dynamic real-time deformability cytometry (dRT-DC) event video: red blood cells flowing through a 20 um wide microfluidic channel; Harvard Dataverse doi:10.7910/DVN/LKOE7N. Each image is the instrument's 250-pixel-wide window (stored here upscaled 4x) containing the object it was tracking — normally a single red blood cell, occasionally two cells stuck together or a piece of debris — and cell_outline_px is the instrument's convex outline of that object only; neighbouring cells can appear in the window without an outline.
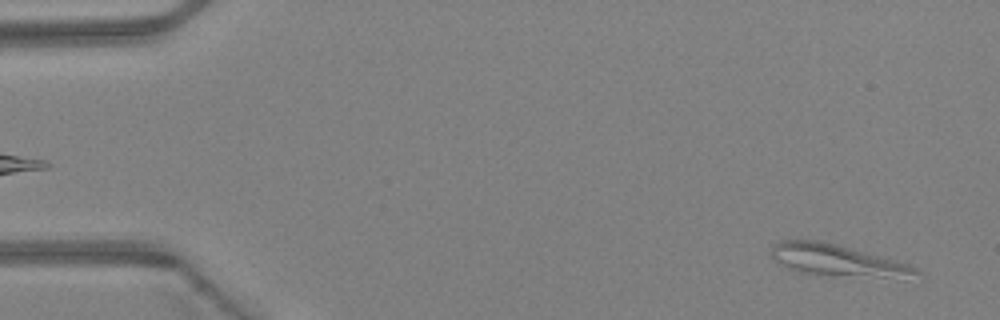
{"species": "Egyptian fruit bat (a non-hibernating species)", "species_latin": "Rousettus aegyptiacus", "temperature_condition": "warm", "stored_images_in_passage": 46, "segment_of_instrument_passage": [1, 2], "camera_frame_rate_fps": 3000, "um_per_image_px": 0.085, "animal": {"sex": "female"}, "frame": {"image": 1, "passage_image": 2, "time_ms": 0.333, "image_size_px": [1000, 320], "cell_outline_px": [[924, 276], [904, 280], [900, 280], [816, 276], [800, 272], [788, 268], [780, 264], [772, 256], [772, 244], [780, 240], [820, 240], [852, 248], [896, 260], [908, 264], [916, 268]], "centroid_in_image_um": [71.32, 22.2], "position_along_channel_um": 13.7, "area_um2": 28.15}}
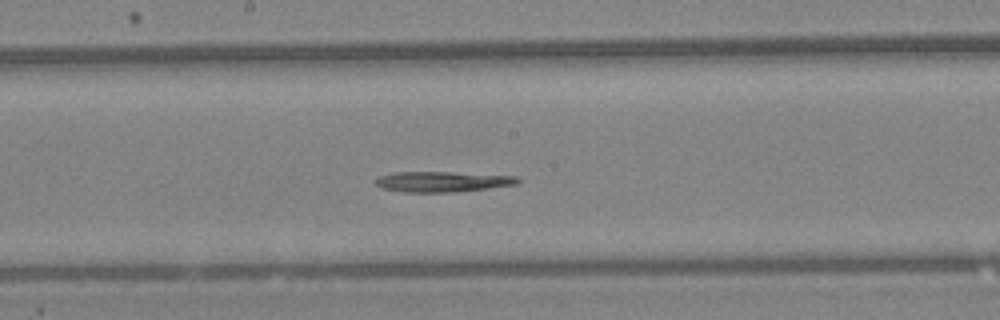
{"frame": {"image": 2, "passage_image": 24, "time_ms": 7.667, "image_size_px": [1000, 320], "cell_outline_px": [[520, 180], [516, 184], [456, 192], [400, 192], [380, 188], [376, 184], [376, 180], [380, 176], [392, 172], [452, 172], [516, 176]], "centroid_in_image_um": [37.55, 15.44], "position_along_channel_um": 210.7, "area_um2": 16.88}}
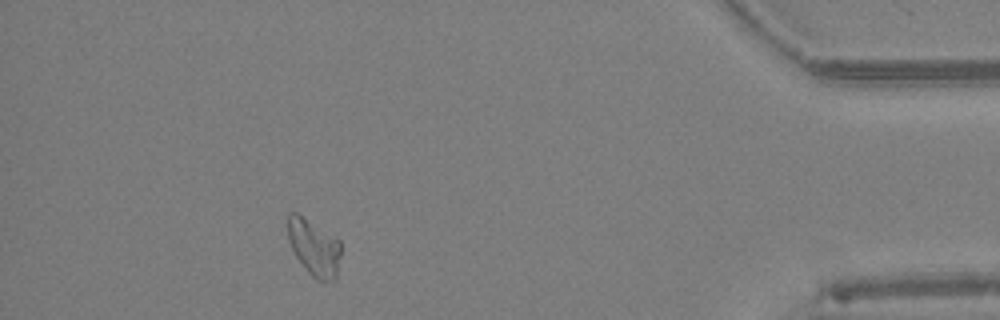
{"frame": {"image": 3, "passage_image": 41, "time_ms": 13.333, "image_size_px": [1000, 320], "cell_outline_px": [[340, 256], [336, 280], [332, 284], [316, 280], [308, 272], [296, 256], [288, 240], [288, 212], [296, 212], [340, 240]], "centroid_in_image_um": [26.71, 21.08], "position_along_channel_um": 408.5, "area_um2": 17.57}}